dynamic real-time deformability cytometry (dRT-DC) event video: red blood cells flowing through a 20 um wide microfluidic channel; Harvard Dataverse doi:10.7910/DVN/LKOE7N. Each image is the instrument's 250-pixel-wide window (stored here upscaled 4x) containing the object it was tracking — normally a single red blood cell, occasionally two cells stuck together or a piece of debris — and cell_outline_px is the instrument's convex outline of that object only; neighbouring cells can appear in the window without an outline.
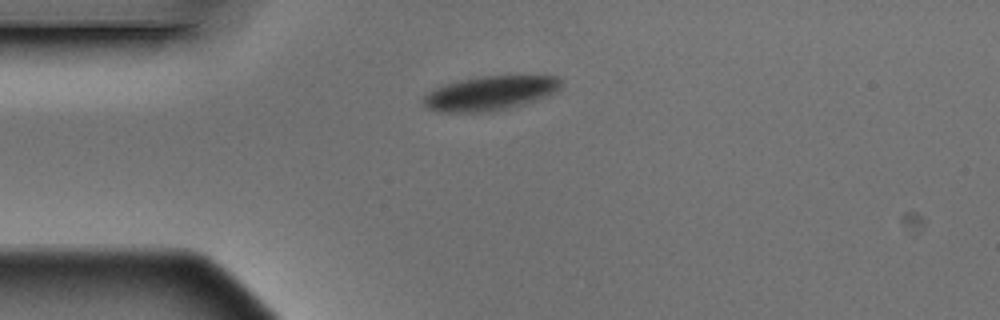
{"species": "Egyptian fruit bat (a non-hibernating species)", "species_latin": "Rousettus aegyptiacus", "temperature_condition": "warm", "stored_images_in_passage": 2, "camera_frame_rate_fps": 3000, "um_per_image_px": 0.085, "animal": {"sex": "male"}, "frame": {"image": 1, "passage_image": 1, "time_ms": 0.0, "image_size_px": [1000, 320], "cell_outline_px": [[564, 84], [560, 88], [544, 96], [520, 104], [488, 112], [440, 112], [428, 108], [424, 104], [424, 96], [428, 92], [444, 84], [460, 80], [480, 76], [556, 76], [564, 80]], "centroid_in_image_um": [41.63, 7.9], "position_along_channel_um": 43.4, "area_um2": 26.99}}